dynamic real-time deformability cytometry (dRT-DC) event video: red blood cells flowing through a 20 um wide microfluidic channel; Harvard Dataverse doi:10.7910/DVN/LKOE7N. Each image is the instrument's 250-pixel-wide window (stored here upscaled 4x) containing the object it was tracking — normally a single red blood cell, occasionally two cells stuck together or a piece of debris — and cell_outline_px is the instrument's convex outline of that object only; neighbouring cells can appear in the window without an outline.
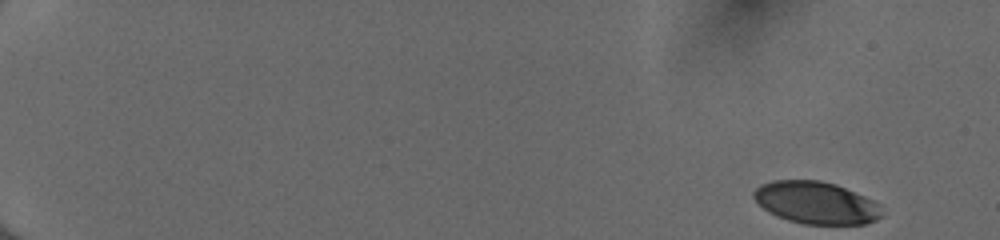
{"species": "human", "species_latin": "Homo sapiens", "temperature_condition": "cold", "stored_images_in_passage": 51, "camera_frame_rate_fps": 3000, "um_per_image_px": 0.085, "donor": {"sex": "female"}, "frame": {"image": 1, "passage_image": 1, "time_ms": 0.0, "image_size_px": [1000, 240], "cell_outline_px": [[884, 216], [876, 220], [864, 224], [804, 224], [788, 220], [776, 216], [764, 208], [752, 196], [752, 192], [760, 184], [772, 180], [820, 180], [836, 184], [864, 196], [880, 204]], "centroid_in_image_um": [69.38, 17.23], "position_along_channel_um": 15.6, "area_um2": 31.67}}
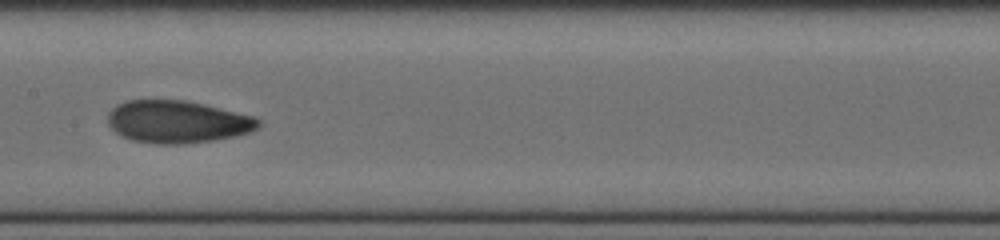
{"frame": {"image": 2, "passage_image": 28, "time_ms": 9.0, "image_size_px": [1000, 240], "cell_outline_px": [[260, 124], [256, 128], [248, 132], [236, 136], [212, 140], [184, 144], [156, 144], [132, 140], [120, 136], [108, 124], [108, 112], [116, 104], [128, 100], [184, 100], [204, 104], [252, 116], [260, 120]], "centroid_in_image_um": [15.03, 10.35], "position_along_channel_um": 192.4, "area_um2": 37.17}}
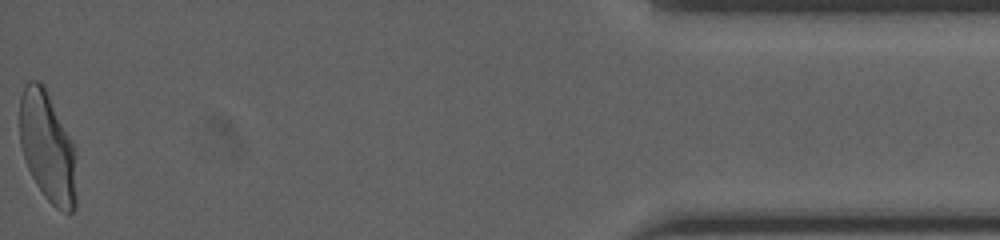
{"frame": {"image": 3, "passage_image": 51, "time_ms": 16.667, "image_size_px": [1000, 240], "cell_outline_px": [[76, 208], [72, 212], [64, 212], [56, 208], [44, 196], [36, 184], [24, 160], [20, 144], [20, 96], [24, 84], [28, 80], [40, 80], [44, 84], [76, 148]], "centroid_in_image_um": [4.05, 12.48], "position_along_channel_um": 431.2, "area_um2": 37.17}, "authors_computed_cell_mechanics": {"area_um2": 35.7204, "velocity_mm_per_s": 4.0362, "shape_relaxation_time_tau1_ms": 4.7049, "shape_relaxation_time_tau2_ms": 1.2481, "deformation_change_tau1": 0.1804, "deformation_change_tau2": 0.0686}}